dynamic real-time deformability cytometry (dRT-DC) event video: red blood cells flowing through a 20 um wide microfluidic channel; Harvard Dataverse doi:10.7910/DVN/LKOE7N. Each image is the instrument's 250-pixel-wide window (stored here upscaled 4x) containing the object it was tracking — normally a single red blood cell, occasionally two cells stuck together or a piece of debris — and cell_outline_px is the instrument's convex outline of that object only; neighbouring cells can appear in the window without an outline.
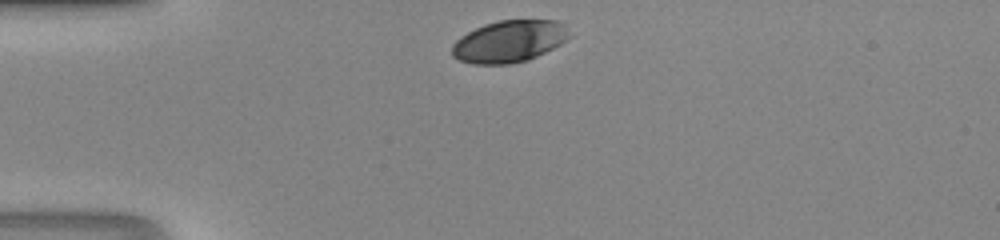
{"species": "human", "species_latin": "Homo sapiens", "temperature_condition": "room temperature", "stored_images_in_passage": 27, "camera_frame_rate_fps": 3000, "um_per_image_px": 0.085, "donor": {"sex": "male"}, "frame": {"image": 1, "passage_image": 1, "time_ms": 0.0, "image_size_px": [1000, 240], "cell_outline_px": [[568, 40], [528, 60], [512, 64], [472, 64], [460, 60], [452, 56], [452, 44], [460, 36], [484, 24], [500, 20], [560, 20], [564, 24], [568, 36]], "centroid_in_image_um": [43.26, 3.52], "position_along_channel_um": 41.7, "area_um2": 28.61}}
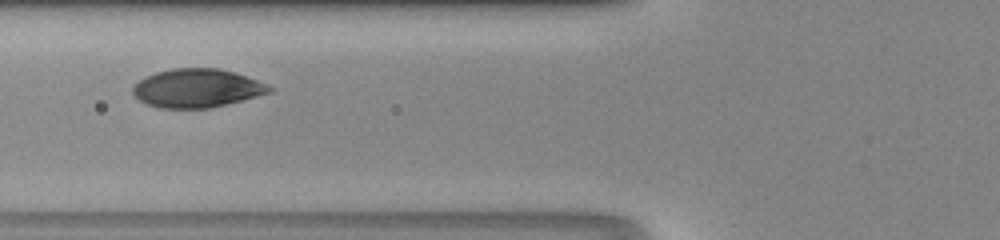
{"frame": {"image": 2, "passage_image": 8, "time_ms": 2.333, "image_size_px": [1000, 240], "cell_outline_px": [[276, 88], [272, 92], [208, 108], [160, 108], [148, 104], [140, 100], [132, 92], [132, 88], [144, 76], [156, 72], [172, 68], [220, 68], [236, 72], [268, 84]], "centroid_in_image_um": [16.76, 7.48], "position_along_channel_um": 109.0, "area_um2": 30.63}}
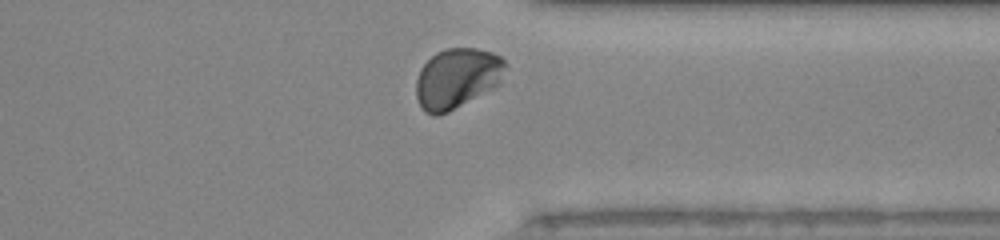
{"frame": {"image": 3, "passage_image": 26, "time_ms": 8.333, "image_size_px": [1000, 240], "cell_outline_px": [[508, 64], [500, 84], [448, 112], [436, 116], [432, 116], [424, 112], [416, 96], [416, 80], [420, 68], [436, 52], [444, 48], [476, 48], [492, 52], [500, 56]], "centroid_in_image_um": [38.85, 6.64], "position_along_channel_um": 372.5, "area_um2": 31.5}}